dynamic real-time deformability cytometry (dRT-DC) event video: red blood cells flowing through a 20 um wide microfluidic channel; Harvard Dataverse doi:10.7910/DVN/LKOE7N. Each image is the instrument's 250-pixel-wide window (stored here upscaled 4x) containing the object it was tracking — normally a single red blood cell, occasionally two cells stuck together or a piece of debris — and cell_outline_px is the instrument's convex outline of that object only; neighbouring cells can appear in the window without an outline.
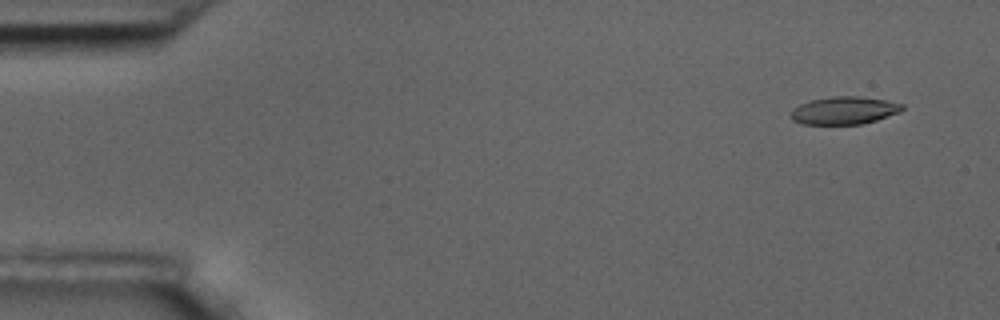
{"species": "common noctule bat (a hibernating species)", "species_latin": "Nyctalus noctula", "temperature_condition": "room temperature", "stored_images_in_passage": 54, "camera_frame_rate_fps": 3000, "um_per_image_px": 0.085, "animal": {"sex": "male", "body_mass_g": 17.5, "forearm_length_mm": 52.3}, "frame": {"image": 1, "passage_image": 1, "time_ms": 0.0, "image_size_px": [1000, 320], "cell_outline_px": [[904, 108], [900, 112], [876, 120], [860, 124], [804, 124], [792, 120], [788, 116], [792, 108], [808, 100], [832, 96], [856, 96], [884, 100], [904, 104]], "centroid_in_image_um": [71.7, 9.38], "position_along_channel_um": 13.3, "area_um2": 18.09}}
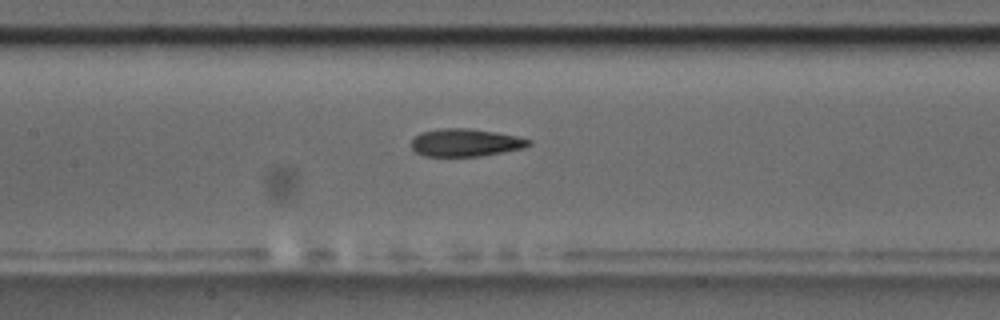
{"frame": {"image": 2, "passage_image": 24, "time_ms": 7.667, "image_size_px": [1000, 320], "cell_outline_px": [[532, 144], [524, 148], [480, 156], [424, 156], [416, 152], [412, 148], [412, 140], [420, 132], [440, 128], [468, 128], [516, 136], [532, 140]], "centroid_in_image_um": [39.56, 12.12], "position_along_channel_um": 167.8, "area_um2": 18.84}}
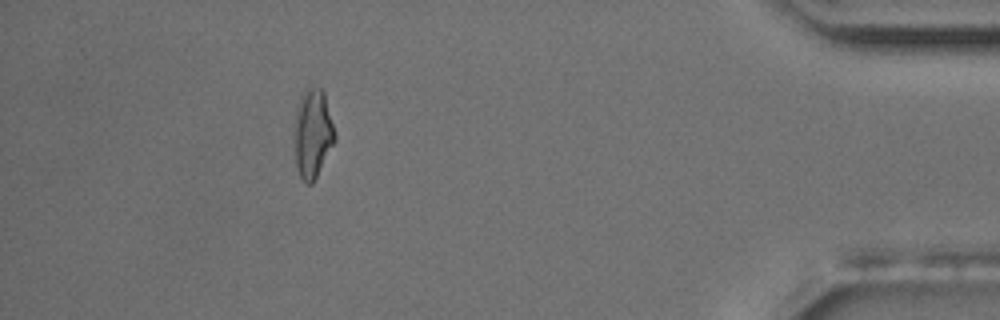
{"frame": {"image": 3, "passage_image": 49, "time_ms": 16.0, "image_size_px": [1000, 320], "cell_outline_px": [[336, 140], [312, 184], [308, 184], [300, 176], [296, 168], [296, 112], [300, 96], [304, 88], [308, 84], [320, 88], [324, 92], [336, 136]], "centroid_in_image_um": [26.6, 11.29], "position_along_channel_um": 408.6, "area_um2": 20.69}, "authors_computed_cell_mechanics": {"area_um2": 19.3052, "velocity_mm_per_s": 3.5293, "shape_relaxation_time_tau1_ms": 6.7377, "shape_relaxation_time_tau2_ms": 2.5291, "deformation_change_tau1": 0.1872, "deformation_change_tau2": 0.1082}}